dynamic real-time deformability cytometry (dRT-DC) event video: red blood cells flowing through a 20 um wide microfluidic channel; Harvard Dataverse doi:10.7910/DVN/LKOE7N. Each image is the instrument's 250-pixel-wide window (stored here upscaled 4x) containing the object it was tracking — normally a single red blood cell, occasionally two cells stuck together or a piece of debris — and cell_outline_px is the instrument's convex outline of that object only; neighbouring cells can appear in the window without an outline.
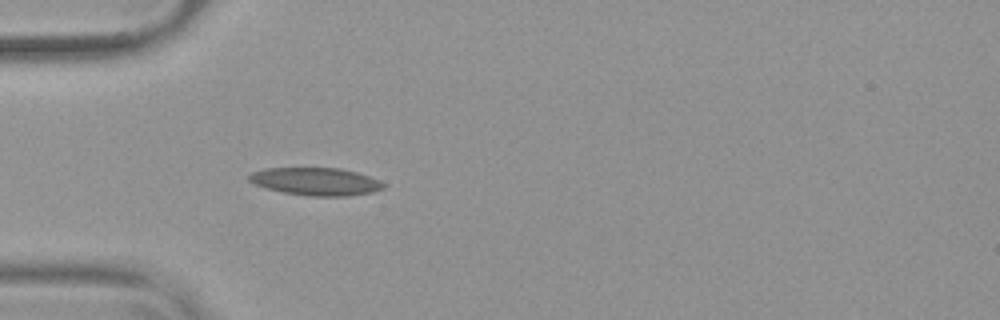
{"species": "common noctule bat (a hibernating species)", "species_latin": "Nyctalus noctula", "temperature_condition": "warm", "stored_images_in_passage": 33, "camera_frame_rate_fps": 3000, "um_per_image_px": 0.085, "animal": {"sex": "female", "body_mass_g": 19.9}, "frame": {"image": 1, "passage_image": 1, "time_ms": 0.0, "image_size_px": [1000, 320], "cell_outline_px": [[384, 188], [372, 192], [348, 196], [308, 196], [284, 192], [268, 188], [256, 184], [248, 180], [248, 176], [252, 172], [264, 168], [340, 168], [356, 172], [368, 176], [384, 184]], "centroid_in_image_um": [26.83, 15.42], "position_along_channel_um": 58.2, "area_um2": 21.44}}
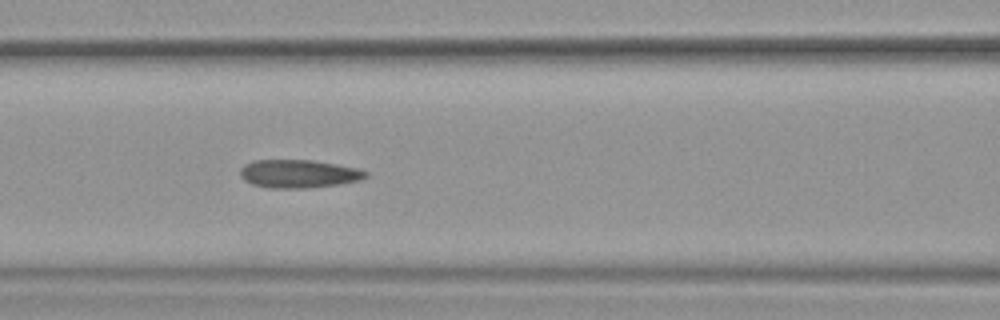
{"frame": {"image": 2, "passage_image": 8, "time_ms": 2.333, "image_size_px": [1000, 320], "cell_outline_px": [[368, 176], [360, 180], [340, 184], [308, 188], [268, 188], [252, 184], [244, 180], [240, 176], [240, 168], [244, 164], [252, 160], [312, 160], [336, 164], [356, 168], [368, 172]], "centroid_in_image_um": [25.36, 14.77], "position_along_channel_um": 141.2, "area_um2": 20.75}}
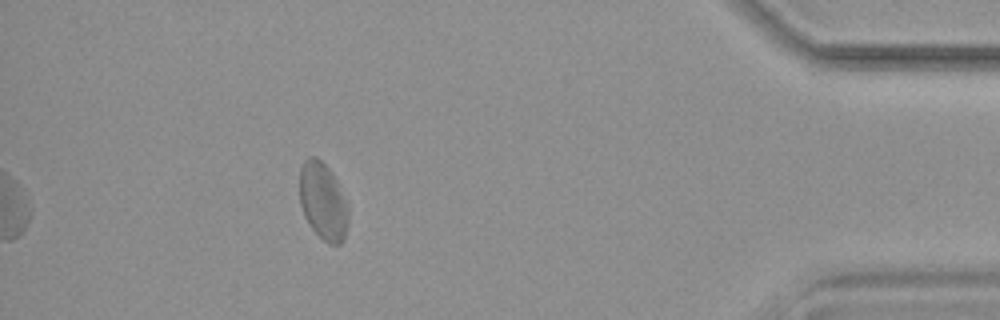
{"frame": {"image": 3, "passage_image": 33, "time_ms": 10.667, "image_size_px": [1000, 320], "cell_outline_px": [[348, 224], [344, 240], [340, 244], [328, 244], [308, 224], [304, 216], [300, 204], [300, 168], [304, 160], [308, 156], [316, 156], [332, 172], [336, 180], [348, 208]], "centroid_in_image_um": [27.44, 17.11], "position_along_channel_um": 407.8, "area_um2": 21.91}, "authors_computed_cell_mechanics": {"area_um2": 20.9814, "velocity_mm_per_s": 3.7831, "shape_relaxation_time_tau1_ms": null, "shape_relaxation_time_tau2_ms": 2.1934, "deformation_change_tau1": null, "deformation_change_tau2": 0.1002}}